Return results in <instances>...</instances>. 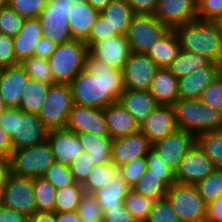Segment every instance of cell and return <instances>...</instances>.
Wrapping results in <instances>:
<instances>
[{
	"label": "cell",
	"instance_id": "obj_1",
	"mask_svg": "<svg viewBox=\"0 0 222 222\" xmlns=\"http://www.w3.org/2000/svg\"><path fill=\"white\" fill-rule=\"evenodd\" d=\"M73 104L105 109L124 91L123 71L87 54L84 69L69 83Z\"/></svg>",
	"mask_w": 222,
	"mask_h": 222
},
{
	"label": "cell",
	"instance_id": "obj_2",
	"mask_svg": "<svg viewBox=\"0 0 222 222\" xmlns=\"http://www.w3.org/2000/svg\"><path fill=\"white\" fill-rule=\"evenodd\" d=\"M180 49L202 54L214 63L222 60V24L196 19L173 28Z\"/></svg>",
	"mask_w": 222,
	"mask_h": 222
},
{
	"label": "cell",
	"instance_id": "obj_3",
	"mask_svg": "<svg viewBox=\"0 0 222 222\" xmlns=\"http://www.w3.org/2000/svg\"><path fill=\"white\" fill-rule=\"evenodd\" d=\"M0 126L11 137L13 149L38 145L47 140L49 129L37 114L10 107L0 114Z\"/></svg>",
	"mask_w": 222,
	"mask_h": 222
},
{
	"label": "cell",
	"instance_id": "obj_4",
	"mask_svg": "<svg viewBox=\"0 0 222 222\" xmlns=\"http://www.w3.org/2000/svg\"><path fill=\"white\" fill-rule=\"evenodd\" d=\"M178 129L195 136L222 129V112L200 99H178L173 105Z\"/></svg>",
	"mask_w": 222,
	"mask_h": 222
},
{
	"label": "cell",
	"instance_id": "obj_5",
	"mask_svg": "<svg viewBox=\"0 0 222 222\" xmlns=\"http://www.w3.org/2000/svg\"><path fill=\"white\" fill-rule=\"evenodd\" d=\"M88 45L82 40H72L57 45L48 58L55 83L69 84L83 69Z\"/></svg>",
	"mask_w": 222,
	"mask_h": 222
},
{
	"label": "cell",
	"instance_id": "obj_6",
	"mask_svg": "<svg viewBox=\"0 0 222 222\" xmlns=\"http://www.w3.org/2000/svg\"><path fill=\"white\" fill-rule=\"evenodd\" d=\"M55 162L46 140L32 147L14 149L9 157L10 173L17 176L41 177Z\"/></svg>",
	"mask_w": 222,
	"mask_h": 222
},
{
	"label": "cell",
	"instance_id": "obj_7",
	"mask_svg": "<svg viewBox=\"0 0 222 222\" xmlns=\"http://www.w3.org/2000/svg\"><path fill=\"white\" fill-rule=\"evenodd\" d=\"M166 197L181 222H205L207 204L196 185L175 182L169 187Z\"/></svg>",
	"mask_w": 222,
	"mask_h": 222
},
{
	"label": "cell",
	"instance_id": "obj_8",
	"mask_svg": "<svg viewBox=\"0 0 222 222\" xmlns=\"http://www.w3.org/2000/svg\"><path fill=\"white\" fill-rule=\"evenodd\" d=\"M170 30L168 25L161 23L154 15L134 14L126 34L131 52L147 54Z\"/></svg>",
	"mask_w": 222,
	"mask_h": 222
},
{
	"label": "cell",
	"instance_id": "obj_9",
	"mask_svg": "<svg viewBox=\"0 0 222 222\" xmlns=\"http://www.w3.org/2000/svg\"><path fill=\"white\" fill-rule=\"evenodd\" d=\"M72 106L70 85L54 83L49 87L46 100L38 116L49 130L65 129Z\"/></svg>",
	"mask_w": 222,
	"mask_h": 222
},
{
	"label": "cell",
	"instance_id": "obj_10",
	"mask_svg": "<svg viewBox=\"0 0 222 222\" xmlns=\"http://www.w3.org/2000/svg\"><path fill=\"white\" fill-rule=\"evenodd\" d=\"M71 0H49L39 15L43 37L57 45L72 41L69 29V13L73 7Z\"/></svg>",
	"mask_w": 222,
	"mask_h": 222
},
{
	"label": "cell",
	"instance_id": "obj_11",
	"mask_svg": "<svg viewBox=\"0 0 222 222\" xmlns=\"http://www.w3.org/2000/svg\"><path fill=\"white\" fill-rule=\"evenodd\" d=\"M0 205L22 212L27 217L36 213L34 178L10 173L0 194Z\"/></svg>",
	"mask_w": 222,
	"mask_h": 222
},
{
	"label": "cell",
	"instance_id": "obj_12",
	"mask_svg": "<svg viewBox=\"0 0 222 222\" xmlns=\"http://www.w3.org/2000/svg\"><path fill=\"white\" fill-rule=\"evenodd\" d=\"M85 43L88 45L89 55L114 69L123 70L132 53L127 38L124 35Z\"/></svg>",
	"mask_w": 222,
	"mask_h": 222
},
{
	"label": "cell",
	"instance_id": "obj_13",
	"mask_svg": "<svg viewBox=\"0 0 222 222\" xmlns=\"http://www.w3.org/2000/svg\"><path fill=\"white\" fill-rule=\"evenodd\" d=\"M195 144V135L178 129L173 134L154 142L152 149L175 173L183 157Z\"/></svg>",
	"mask_w": 222,
	"mask_h": 222
},
{
	"label": "cell",
	"instance_id": "obj_14",
	"mask_svg": "<svg viewBox=\"0 0 222 222\" xmlns=\"http://www.w3.org/2000/svg\"><path fill=\"white\" fill-rule=\"evenodd\" d=\"M158 69L146 54L132 52L122 70L124 89L148 90Z\"/></svg>",
	"mask_w": 222,
	"mask_h": 222
},
{
	"label": "cell",
	"instance_id": "obj_15",
	"mask_svg": "<svg viewBox=\"0 0 222 222\" xmlns=\"http://www.w3.org/2000/svg\"><path fill=\"white\" fill-rule=\"evenodd\" d=\"M214 169L212 160L195 144L181 160L175 172V182L196 185Z\"/></svg>",
	"mask_w": 222,
	"mask_h": 222
},
{
	"label": "cell",
	"instance_id": "obj_16",
	"mask_svg": "<svg viewBox=\"0 0 222 222\" xmlns=\"http://www.w3.org/2000/svg\"><path fill=\"white\" fill-rule=\"evenodd\" d=\"M66 129L74 133L89 132L100 136L109 135L104 117V109L76 104H73L69 113Z\"/></svg>",
	"mask_w": 222,
	"mask_h": 222
},
{
	"label": "cell",
	"instance_id": "obj_17",
	"mask_svg": "<svg viewBox=\"0 0 222 222\" xmlns=\"http://www.w3.org/2000/svg\"><path fill=\"white\" fill-rule=\"evenodd\" d=\"M154 16L173 29L198 19L197 0H157Z\"/></svg>",
	"mask_w": 222,
	"mask_h": 222
},
{
	"label": "cell",
	"instance_id": "obj_18",
	"mask_svg": "<svg viewBox=\"0 0 222 222\" xmlns=\"http://www.w3.org/2000/svg\"><path fill=\"white\" fill-rule=\"evenodd\" d=\"M152 143L141 132L112 140L111 161L121 167L133 159L146 156Z\"/></svg>",
	"mask_w": 222,
	"mask_h": 222
},
{
	"label": "cell",
	"instance_id": "obj_19",
	"mask_svg": "<svg viewBox=\"0 0 222 222\" xmlns=\"http://www.w3.org/2000/svg\"><path fill=\"white\" fill-rule=\"evenodd\" d=\"M28 79V74L20 64L1 68L0 96L8 108L19 107Z\"/></svg>",
	"mask_w": 222,
	"mask_h": 222
},
{
	"label": "cell",
	"instance_id": "obj_20",
	"mask_svg": "<svg viewBox=\"0 0 222 222\" xmlns=\"http://www.w3.org/2000/svg\"><path fill=\"white\" fill-rule=\"evenodd\" d=\"M177 130L174 110L169 105H159L140 125V131L152 144Z\"/></svg>",
	"mask_w": 222,
	"mask_h": 222
},
{
	"label": "cell",
	"instance_id": "obj_21",
	"mask_svg": "<svg viewBox=\"0 0 222 222\" xmlns=\"http://www.w3.org/2000/svg\"><path fill=\"white\" fill-rule=\"evenodd\" d=\"M47 141L55 162L66 166H70L77 155L83 151L77 133L66 128L49 130Z\"/></svg>",
	"mask_w": 222,
	"mask_h": 222
},
{
	"label": "cell",
	"instance_id": "obj_22",
	"mask_svg": "<svg viewBox=\"0 0 222 222\" xmlns=\"http://www.w3.org/2000/svg\"><path fill=\"white\" fill-rule=\"evenodd\" d=\"M99 15L100 12L87 1H75L68 17L72 38L74 40L86 41Z\"/></svg>",
	"mask_w": 222,
	"mask_h": 222
},
{
	"label": "cell",
	"instance_id": "obj_23",
	"mask_svg": "<svg viewBox=\"0 0 222 222\" xmlns=\"http://www.w3.org/2000/svg\"><path fill=\"white\" fill-rule=\"evenodd\" d=\"M104 117L112 139H119L140 131V125L118 101L104 109Z\"/></svg>",
	"mask_w": 222,
	"mask_h": 222
},
{
	"label": "cell",
	"instance_id": "obj_24",
	"mask_svg": "<svg viewBox=\"0 0 222 222\" xmlns=\"http://www.w3.org/2000/svg\"><path fill=\"white\" fill-rule=\"evenodd\" d=\"M118 102L132 115L139 125L159 106L148 90L124 89Z\"/></svg>",
	"mask_w": 222,
	"mask_h": 222
},
{
	"label": "cell",
	"instance_id": "obj_25",
	"mask_svg": "<svg viewBox=\"0 0 222 222\" xmlns=\"http://www.w3.org/2000/svg\"><path fill=\"white\" fill-rule=\"evenodd\" d=\"M218 77L217 63L212 62L191 75L178 79L180 99H199L203 90Z\"/></svg>",
	"mask_w": 222,
	"mask_h": 222
},
{
	"label": "cell",
	"instance_id": "obj_26",
	"mask_svg": "<svg viewBox=\"0 0 222 222\" xmlns=\"http://www.w3.org/2000/svg\"><path fill=\"white\" fill-rule=\"evenodd\" d=\"M42 37L39 18L24 19L20 32L13 37L16 60L20 63L22 60L34 56L36 44Z\"/></svg>",
	"mask_w": 222,
	"mask_h": 222
},
{
	"label": "cell",
	"instance_id": "obj_27",
	"mask_svg": "<svg viewBox=\"0 0 222 222\" xmlns=\"http://www.w3.org/2000/svg\"><path fill=\"white\" fill-rule=\"evenodd\" d=\"M148 91L159 105L172 106L179 99L178 79L167 68H159Z\"/></svg>",
	"mask_w": 222,
	"mask_h": 222
},
{
	"label": "cell",
	"instance_id": "obj_28",
	"mask_svg": "<svg viewBox=\"0 0 222 222\" xmlns=\"http://www.w3.org/2000/svg\"><path fill=\"white\" fill-rule=\"evenodd\" d=\"M100 14L111 28V37L126 36L134 13L126 0H113Z\"/></svg>",
	"mask_w": 222,
	"mask_h": 222
},
{
	"label": "cell",
	"instance_id": "obj_29",
	"mask_svg": "<svg viewBox=\"0 0 222 222\" xmlns=\"http://www.w3.org/2000/svg\"><path fill=\"white\" fill-rule=\"evenodd\" d=\"M174 183L175 175L144 173L131 189L156 202L166 197L169 187Z\"/></svg>",
	"mask_w": 222,
	"mask_h": 222
},
{
	"label": "cell",
	"instance_id": "obj_30",
	"mask_svg": "<svg viewBox=\"0 0 222 222\" xmlns=\"http://www.w3.org/2000/svg\"><path fill=\"white\" fill-rule=\"evenodd\" d=\"M82 150L87 152L95 165L111 161L112 138L109 135L100 136L89 132L77 133Z\"/></svg>",
	"mask_w": 222,
	"mask_h": 222
},
{
	"label": "cell",
	"instance_id": "obj_31",
	"mask_svg": "<svg viewBox=\"0 0 222 222\" xmlns=\"http://www.w3.org/2000/svg\"><path fill=\"white\" fill-rule=\"evenodd\" d=\"M131 187L124 181L123 177L118 173L110 180L107 186L102 187L92 194L97 199L102 211L108 208L117 207L124 204V200L128 195Z\"/></svg>",
	"mask_w": 222,
	"mask_h": 222
},
{
	"label": "cell",
	"instance_id": "obj_32",
	"mask_svg": "<svg viewBox=\"0 0 222 222\" xmlns=\"http://www.w3.org/2000/svg\"><path fill=\"white\" fill-rule=\"evenodd\" d=\"M180 51L176 33L171 29L162 39L158 40L146 54L159 68H168Z\"/></svg>",
	"mask_w": 222,
	"mask_h": 222
},
{
	"label": "cell",
	"instance_id": "obj_33",
	"mask_svg": "<svg viewBox=\"0 0 222 222\" xmlns=\"http://www.w3.org/2000/svg\"><path fill=\"white\" fill-rule=\"evenodd\" d=\"M50 86L48 83L29 78L18 108L38 115L42 110Z\"/></svg>",
	"mask_w": 222,
	"mask_h": 222
},
{
	"label": "cell",
	"instance_id": "obj_34",
	"mask_svg": "<svg viewBox=\"0 0 222 222\" xmlns=\"http://www.w3.org/2000/svg\"><path fill=\"white\" fill-rule=\"evenodd\" d=\"M211 63L212 61L202 54L186 52L180 49L177 57L171 62L167 69L177 79H180L209 66Z\"/></svg>",
	"mask_w": 222,
	"mask_h": 222
},
{
	"label": "cell",
	"instance_id": "obj_35",
	"mask_svg": "<svg viewBox=\"0 0 222 222\" xmlns=\"http://www.w3.org/2000/svg\"><path fill=\"white\" fill-rule=\"evenodd\" d=\"M119 173V167L112 161L95 165L87 179L82 184L86 193H93L96 190L107 186L110 180Z\"/></svg>",
	"mask_w": 222,
	"mask_h": 222
},
{
	"label": "cell",
	"instance_id": "obj_36",
	"mask_svg": "<svg viewBox=\"0 0 222 222\" xmlns=\"http://www.w3.org/2000/svg\"><path fill=\"white\" fill-rule=\"evenodd\" d=\"M196 144L212 160L214 168L222 169V129L196 136Z\"/></svg>",
	"mask_w": 222,
	"mask_h": 222
},
{
	"label": "cell",
	"instance_id": "obj_37",
	"mask_svg": "<svg viewBox=\"0 0 222 222\" xmlns=\"http://www.w3.org/2000/svg\"><path fill=\"white\" fill-rule=\"evenodd\" d=\"M84 193V188L80 183L56 190L54 212L76 211Z\"/></svg>",
	"mask_w": 222,
	"mask_h": 222
},
{
	"label": "cell",
	"instance_id": "obj_38",
	"mask_svg": "<svg viewBox=\"0 0 222 222\" xmlns=\"http://www.w3.org/2000/svg\"><path fill=\"white\" fill-rule=\"evenodd\" d=\"M56 188L43 176L34 177V199L37 212H54Z\"/></svg>",
	"mask_w": 222,
	"mask_h": 222
},
{
	"label": "cell",
	"instance_id": "obj_39",
	"mask_svg": "<svg viewBox=\"0 0 222 222\" xmlns=\"http://www.w3.org/2000/svg\"><path fill=\"white\" fill-rule=\"evenodd\" d=\"M199 195L208 205L222 193V169L215 168L206 178L196 184Z\"/></svg>",
	"mask_w": 222,
	"mask_h": 222
},
{
	"label": "cell",
	"instance_id": "obj_40",
	"mask_svg": "<svg viewBox=\"0 0 222 222\" xmlns=\"http://www.w3.org/2000/svg\"><path fill=\"white\" fill-rule=\"evenodd\" d=\"M19 64L28 74L29 78H34L50 85L55 83L48 59L32 56L22 60Z\"/></svg>",
	"mask_w": 222,
	"mask_h": 222
},
{
	"label": "cell",
	"instance_id": "obj_41",
	"mask_svg": "<svg viewBox=\"0 0 222 222\" xmlns=\"http://www.w3.org/2000/svg\"><path fill=\"white\" fill-rule=\"evenodd\" d=\"M153 200L132 189L124 200L125 207L133 215L137 222H145L152 208Z\"/></svg>",
	"mask_w": 222,
	"mask_h": 222
},
{
	"label": "cell",
	"instance_id": "obj_42",
	"mask_svg": "<svg viewBox=\"0 0 222 222\" xmlns=\"http://www.w3.org/2000/svg\"><path fill=\"white\" fill-rule=\"evenodd\" d=\"M24 19L5 2L0 8V33L15 37L20 32Z\"/></svg>",
	"mask_w": 222,
	"mask_h": 222
},
{
	"label": "cell",
	"instance_id": "obj_43",
	"mask_svg": "<svg viewBox=\"0 0 222 222\" xmlns=\"http://www.w3.org/2000/svg\"><path fill=\"white\" fill-rule=\"evenodd\" d=\"M43 177L50 181L56 190L75 184L70 167L58 162H54Z\"/></svg>",
	"mask_w": 222,
	"mask_h": 222
},
{
	"label": "cell",
	"instance_id": "obj_44",
	"mask_svg": "<svg viewBox=\"0 0 222 222\" xmlns=\"http://www.w3.org/2000/svg\"><path fill=\"white\" fill-rule=\"evenodd\" d=\"M82 222H94L102 219V209L92 193H84L76 210Z\"/></svg>",
	"mask_w": 222,
	"mask_h": 222
},
{
	"label": "cell",
	"instance_id": "obj_45",
	"mask_svg": "<svg viewBox=\"0 0 222 222\" xmlns=\"http://www.w3.org/2000/svg\"><path fill=\"white\" fill-rule=\"evenodd\" d=\"M145 222H181L170 201L164 197L153 202L152 208Z\"/></svg>",
	"mask_w": 222,
	"mask_h": 222
},
{
	"label": "cell",
	"instance_id": "obj_46",
	"mask_svg": "<svg viewBox=\"0 0 222 222\" xmlns=\"http://www.w3.org/2000/svg\"><path fill=\"white\" fill-rule=\"evenodd\" d=\"M49 0H6V3L25 19L38 18Z\"/></svg>",
	"mask_w": 222,
	"mask_h": 222
},
{
	"label": "cell",
	"instance_id": "obj_47",
	"mask_svg": "<svg viewBox=\"0 0 222 222\" xmlns=\"http://www.w3.org/2000/svg\"><path fill=\"white\" fill-rule=\"evenodd\" d=\"M147 170L146 156L131 160L127 164L119 167V174L124 181L132 188Z\"/></svg>",
	"mask_w": 222,
	"mask_h": 222
},
{
	"label": "cell",
	"instance_id": "obj_48",
	"mask_svg": "<svg viewBox=\"0 0 222 222\" xmlns=\"http://www.w3.org/2000/svg\"><path fill=\"white\" fill-rule=\"evenodd\" d=\"M92 161L87 152L82 151L77 155L76 159L69 166L76 183L83 184L85 182L95 166Z\"/></svg>",
	"mask_w": 222,
	"mask_h": 222
},
{
	"label": "cell",
	"instance_id": "obj_49",
	"mask_svg": "<svg viewBox=\"0 0 222 222\" xmlns=\"http://www.w3.org/2000/svg\"><path fill=\"white\" fill-rule=\"evenodd\" d=\"M197 17L200 20L221 21L222 0H198Z\"/></svg>",
	"mask_w": 222,
	"mask_h": 222
},
{
	"label": "cell",
	"instance_id": "obj_50",
	"mask_svg": "<svg viewBox=\"0 0 222 222\" xmlns=\"http://www.w3.org/2000/svg\"><path fill=\"white\" fill-rule=\"evenodd\" d=\"M204 104L222 112V80L217 77L201 93L199 98Z\"/></svg>",
	"mask_w": 222,
	"mask_h": 222
},
{
	"label": "cell",
	"instance_id": "obj_51",
	"mask_svg": "<svg viewBox=\"0 0 222 222\" xmlns=\"http://www.w3.org/2000/svg\"><path fill=\"white\" fill-rule=\"evenodd\" d=\"M18 64L14 53L13 37L0 33V68Z\"/></svg>",
	"mask_w": 222,
	"mask_h": 222
},
{
	"label": "cell",
	"instance_id": "obj_52",
	"mask_svg": "<svg viewBox=\"0 0 222 222\" xmlns=\"http://www.w3.org/2000/svg\"><path fill=\"white\" fill-rule=\"evenodd\" d=\"M147 170L145 173L156 175H175L156 151L151 149L146 155Z\"/></svg>",
	"mask_w": 222,
	"mask_h": 222
},
{
	"label": "cell",
	"instance_id": "obj_53",
	"mask_svg": "<svg viewBox=\"0 0 222 222\" xmlns=\"http://www.w3.org/2000/svg\"><path fill=\"white\" fill-rule=\"evenodd\" d=\"M102 219L105 222H137L133 215L125 207V204L108 208L103 211Z\"/></svg>",
	"mask_w": 222,
	"mask_h": 222
},
{
	"label": "cell",
	"instance_id": "obj_54",
	"mask_svg": "<svg viewBox=\"0 0 222 222\" xmlns=\"http://www.w3.org/2000/svg\"><path fill=\"white\" fill-rule=\"evenodd\" d=\"M111 37V28L107 20L100 14L95 21L89 38L85 42H95Z\"/></svg>",
	"mask_w": 222,
	"mask_h": 222
},
{
	"label": "cell",
	"instance_id": "obj_55",
	"mask_svg": "<svg viewBox=\"0 0 222 222\" xmlns=\"http://www.w3.org/2000/svg\"><path fill=\"white\" fill-rule=\"evenodd\" d=\"M134 14L154 15L157 0H126Z\"/></svg>",
	"mask_w": 222,
	"mask_h": 222
},
{
	"label": "cell",
	"instance_id": "obj_56",
	"mask_svg": "<svg viewBox=\"0 0 222 222\" xmlns=\"http://www.w3.org/2000/svg\"><path fill=\"white\" fill-rule=\"evenodd\" d=\"M56 47V43L51 41L49 38L42 37L36 44L34 56L48 59L50 55L55 51Z\"/></svg>",
	"mask_w": 222,
	"mask_h": 222
},
{
	"label": "cell",
	"instance_id": "obj_57",
	"mask_svg": "<svg viewBox=\"0 0 222 222\" xmlns=\"http://www.w3.org/2000/svg\"><path fill=\"white\" fill-rule=\"evenodd\" d=\"M205 222H222V193L214 202L207 205Z\"/></svg>",
	"mask_w": 222,
	"mask_h": 222
},
{
	"label": "cell",
	"instance_id": "obj_58",
	"mask_svg": "<svg viewBox=\"0 0 222 222\" xmlns=\"http://www.w3.org/2000/svg\"><path fill=\"white\" fill-rule=\"evenodd\" d=\"M0 222H28V217L22 212L0 205Z\"/></svg>",
	"mask_w": 222,
	"mask_h": 222
},
{
	"label": "cell",
	"instance_id": "obj_59",
	"mask_svg": "<svg viewBox=\"0 0 222 222\" xmlns=\"http://www.w3.org/2000/svg\"><path fill=\"white\" fill-rule=\"evenodd\" d=\"M13 150L11 137L0 126V156L9 159Z\"/></svg>",
	"mask_w": 222,
	"mask_h": 222
},
{
	"label": "cell",
	"instance_id": "obj_60",
	"mask_svg": "<svg viewBox=\"0 0 222 222\" xmlns=\"http://www.w3.org/2000/svg\"><path fill=\"white\" fill-rule=\"evenodd\" d=\"M10 174L9 159L0 156V194L6 185L7 178Z\"/></svg>",
	"mask_w": 222,
	"mask_h": 222
},
{
	"label": "cell",
	"instance_id": "obj_61",
	"mask_svg": "<svg viewBox=\"0 0 222 222\" xmlns=\"http://www.w3.org/2000/svg\"><path fill=\"white\" fill-rule=\"evenodd\" d=\"M28 222H55V212H36L28 217Z\"/></svg>",
	"mask_w": 222,
	"mask_h": 222
},
{
	"label": "cell",
	"instance_id": "obj_62",
	"mask_svg": "<svg viewBox=\"0 0 222 222\" xmlns=\"http://www.w3.org/2000/svg\"><path fill=\"white\" fill-rule=\"evenodd\" d=\"M55 222H82L77 212H55Z\"/></svg>",
	"mask_w": 222,
	"mask_h": 222
},
{
	"label": "cell",
	"instance_id": "obj_63",
	"mask_svg": "<svg viewBox=\"0 0 222 222\" xmlns=\"http://www.w3.org/2000/svg\"><path fill=\"white\" fill-rule=\"evenodd\" d=\"M87 1L93 8L101 12L104 10L113 0H85Z\"/></svg>",
	"mask_w": 222,
	"mask_h": 222
},
{
	"label": "cell",
	"instance_id": "obj_64",
	"mask_svg": "<svg viewBox=\"0 0 222 222\" xmlns=\"http://www.w3.org/2000/svg\"><path fill=\"white\" fill-rule=\"evenodd\" d=\"M8 107L5 105L4 100L0 96V114L5 111Z\"/></svg>",
	"mask_w": 222,
	"mask_h": 222
},
{
	"label": "cell",
	"instance_id": "obj_65",
	"mask_svg": "<svg viewBox=\"0 0 222 222\" xmlns=\"http://www.w3.org/2000/svg\"><path fill=\"white\" fill-rule=\"evenodd\" d=\"M218 66V77L222 80V60L217 63Z\"/></svg>",
	"mask_w": 222,
	"mask_h": 222
},
{
	"label": "cell",
	"instance_id": "obj_66",
	"mask_svg": "<svg viewBox=\"0 0 222 222\" xmlns=\"http://www.w3.org/2000/svg\"><path fill=\"white\" fill-rule=\"evenodd\" d=\"M6 2V0H0V8Z\"/></svg>",
	"mask_w": 222,
	"mask_h": 222
},
{
	"label": "cell",
	"instance_id": "obj_67",
	"mask_svg": "<svg viewBox=\"0 0 222 222\" xmlns=\"http://www.w3.org/2000/svg\"><path fill=\"white\" fill-rule=\"evenodd\" d=\"M94 222H105L103 219L101 220H97V221H94Z\"/></svg>",
	"mask_w": 222,
	"mask_h": 222
}]
</instances>
